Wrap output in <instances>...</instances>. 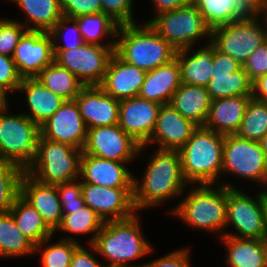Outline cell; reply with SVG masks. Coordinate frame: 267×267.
Segmentation results:
<instances>
[{"label":"cell","instance_id":"obj_1","mask_svg":"<svg viewBox=\"0 0 267 267\" xmlns=\"http://www.w3.org/2000/svg\"><path fill=\"white\" fill-rule=\"evenodd\" d=\"M140 180L134 177V206L137 212L179 198L189 186L184 179L178 150L156 149Z\"/></svg>","mask_w":267,"mask_h":267},{"label":"cell","instance_id":"obj_2","mask_svg":"<svg viewBox=\"0 0 267 267\" xmlns=\"http://www.w3.org/2000/svg\"><path fill=\"white\" fill-rule=\"evenodd\" d=\"M138 212L127 219L106 221L92 244L96 254L105 257L108 267H145L130 265L154 249L142 231Z\"/></svg>","mask_w":267,"mask_h":267},{"label":"cell","instance_id":"obj_3","mask_svg":"<svg viewBox=\"0 0 267 267\" xmlns=\"http://www.w3.org/2000/svg\"><path fill=\"white\" fill-rule=\"evenodd\" d=\"M190 188L169 214L179 217L189 227L218 233L221 238L225 233L228 186L194 184Z\"/></svg>","mask_w":267,"mask_h":267},{"label":"cell","instance_id":"obj_4","mask_svg":"<svg viewBox=\"0 0 267 267\" xmlns=\"http://www.w3.org/2000/svg\"><path fill=\"white\" fill-rule=\"evenodd\" d=\"M114 52L125 62L149 72L175 59L177 50L145 21L119 25Z\"/></svg>","mask_w":267,"mask_h":267},{"label":"cell","instance_id":"obj_5","mask_svg":"<svg viewBox=\"0 0 267 267\" xmlns=\"http://www.w3.org/2000/svg\"><path fill=\"white\" fill-rule=\"evenodd\" d=\"M224 135L198 126L179 150L184 179L188 184H220ZM219 181V183H218Z\"/></svg>","mask_w":267,"mask_h":267},{"label":"cell","instance_id":"obj_6","mask_svg":"<svg viewBox=\"0 0 267 267\" xmlns=\"http://www.w3.org/2000/svg\"><path fill=\"white\" fill-rule=\"evenodd\" d=\"M82 153L81 149L40 136L35 158L25 171L44 184L57 185L78 180Z\"/></svg>","mask_w":267,"mask_h":267},{"label":"cell","instance_id":"obj_7","mask_svg":"<svg viewBox=\"0 0 267 267\" xmlns=\"http://www.w3.org/2000/svg\"><path fill=\"white\" fill-rule=\"evenodd\" d=\"M265 41H267V16L262 10L256 15L211 30V43L216 49L242 65Z\"/></svg>","mask_w":267,"mask_h":267},{"label":"cell","instance_id":"obj_8","mask_svg":"<svg viewBox=\"0 0 267 267\" xmlns=\"http://www.w3.org/2000/svg\"><path fill=\"white\" fill-rule=\"evenodd\" d=\"M146 21L176 50L193 48L202 38L207 39V43L211 42V29L193 3Z\"/></svg>","mask_w":267,"mask_h":267},{"label":"cell","instance_id":"obj_9","mask_svg":"<svg viewBox=\"0 0 267 267\" xmlns=\"http://www.w3.org/2000/svg\"><path fill=\"white\" fill-rule=\"evenodd\" d=\"M0 112V158L10 160L24 170L33 162L40 127L23 113Z\"/></svg>","mask_w":267,"mask_h":267},{"label":"cell","instance_id":"obj_10","mask_svg":"<svg viewBox=\"0 0 267 267\" xmlns=\"http://www.w3.org/2000/svg\"><path fill=\"white\" fill-rule=\"evenodd\" d=\"M224 174L254 181L267 190V157L259 142L236 134L224 135L221 176Z\"/></svg>","mask_w":267,"mask_h":267},{"label":"cell","instance_id":"obj_11","mask_svg":"<svg viewBox=\"0 0 267 267\" xmlns=\"http://www.w3.org/2000/svg\"><path fill=\"white\" fill-rule=\"evenodd\" d=\"M221 185L228 186L226 227L232 225L233 231H227L224 236L247 238V239H266L262 189L256 197L250 196L239 187L222 182Z\"/></svg>","mask_w":267,"mask_h":267},{"label":"cell","instance_id":"obj_12","mask_svg":"<svg viewBox=\"0 0 267 267\" xmlns=\"http://www.w3.org/2000/svg\"><path fill=\"white\" fill-rule=\"evenodd\" d=\"M115 46L82 44L69 50H53L54 62L67 68L85 86L99 85L107 70Z\"/></svg>","mask_w":267,"mask_h":267},{"label":"cell","instance_id":"obj_13","mask_svg":"<svg viewBox=\"0 0 267 267\" xmlns=\"http://www.w3.org/2000/svg\"><path fill=\"white\" fill-rule=\"evenodd\" d=\"M145 147L115 124L87 129V138L82 152L101 159L133 162L145 151Z\"/></svg>","mask_w":267,"mask_h":267},{"label":"cell","instance_id":"obj_14","mask_svg":"<svg viewBox=\"0 0 267 267\" xmlns=\"http://www.w3.org/2000/svg\"><path fill=\"white\" fill-rule=\"evenodd\" d=\"M85 205L106 221L124 220L134 216V189L107 188L81 183Z\"/></svg>","mask_w":267,"mask_h":267},{"label":"cell","instance_id":"obj_15","mask_svg":"<svg viewBox=\"0 0 267 267\" xmlns=\"http://www.w3.org/2000/svg\"><path fill=\"white\" fill-rule=\"evenodd\" d=\"M12 59L22 79L36 78L46 66L54 61L51 34L27 30L20 38Z\"/></svg>","mask_w":267,"mask_h":267},{"label":"cell","instance_id":"obj_16","mask_svg":"<svg viewBox=\"0 0 267 267\" xmlns=\"http://www.w3.org/2000/svg\"><path fill=\"white\" fill-rule=\"evenodd\" d=\"M40 136L82 150L87 138V127L77 102L65 101L53 116L40 126Z\"/></svg>","mask_w":267,"mask_h":267},{"label":"cell","instance_id":"obj_17","mask_svg":"<svg viewBox=\"0 0 267 267\" xmlns=\"http://www.w3.org/2000/svg\"><path fill=\"white\" fill-rule=\"evenodd\" d=\"M161 105L139 96L120 100L118 125L140 145L151 137Z\"/></svg>","mask_w":267,"mask_h":267},{"label":"cell","instance_id":"obj_18","mask_svg":"<svg viewBox=\"0 0 267 267\" xmlns=\"http://www.w3.org/2000/svg\"><path fill=\"white\" fill-rule=\"evenodd\" d=\"M82 153L80 181L107 188L134 189V175L127 164Z\"/></svg>","mask_w":267,"mask_h":267},{"label":"cell","instance_id":"obj_19","mask_svg":"<svg viewBox=\"0 0 267 267\" xmlns=\"http://www.w3.org/2000/svg\"><path fill=\"white\" fill-rule=\"evenodd\" d=\"M198 126L184 118L170 103L161 105L155 129L145 146L157 143L161 150H180Z\"/></svg>","mask_w":267,"mask_h":267},{"label":"cell","instance_id":"obj_20","mask_svg":"<svg viewBox=\"0 0 267 267\" xmlns=\"http://www.w3.org/2000/svg\"><path fill=\"white\" fill-rule=\"evenodd\" d=\"M20 196L36 209L46 225L55 232L63 218L56 185L41 183L25 171L20 180Z\"/></svg>","mask_w":267,"mask_h":267},{"label":"cell","instance_id":"obj_21","mask_svg":"<svg viewBox=\"0 0 267 267\" xmlns=\"http://www.w3.org/2000/svg\"><path fill=\"white\" fill-rule=\"evenodd\" d=\"M87 129L118 124L120 100L98 85L85 86L75 97Z\"/></svg>","mask_w":267,"mask_h":267},{"label":"cell","instance_id":"obj_22","mask_svg":"<svg viewBox=\"0 0 267 267\" xmlns=\"http://www.w3.org/2000/svg\"><path fill=\"white\" fill-rule=\"evenodd\" d=\"M146 74V71L125 62L114 52L98 86L114 99L132 98L139 95Z\"/></svg>","mask_w":267,"mask_h":267},{"label":"cell","instance_id":"obj_23","mask_svg":"<svg viewBox=\"0 0 267 267\" xmlns=\"http://www.w3.org/2000/svg\"><path fill=\"white\" fill-rule=\"evenodd\" d=\"M192 3L211 30L261 11L257 0H192Z\"/></svg>","mask_w":267,"mask_h":267},{"label":"cell","instance_id":"obj_24","mask_svg":"<svg viewBox=\"0 0 267 267\" xmlns=\"http://www.w3.org/2000/svg\"><path fill=\"white\" fill-rule=\"evenodd\" d=\"M181 84V68L175 58L147 72L138 96L160 105L168 104Z\"/></svg>","mask_w":267,"mask_h":267},{"label":"cell","instance_id":"obj_25","mask_svg":"<svg viewBox=\"0 0 267 267\" xmlns=\"http://www.w3.org/2000/svg\"><path fill=\"white\" fill-rule=\"evenodd\" d=\"M252 96H232L211 100L205 128L222 135L236 134Z\"/></svg>","mask_w":267,"mask_h":267},{"label":"cell","instance_id":"obj_26","mask_svg":"<svg viewBox=\"0 0 267 267\" xmlns=\"http://www.w3.org/2000/svg\"><path fill=\"white\" fill-rule=\"evenodd\" d=\"M17 92H25L29 112L25 111L23 114L39 127L53 116L65 102L63 98L54 94L36 78L22 79Z\"/></svg>","mask_w":267,"mask_h":267},{"label":"cell","instance_id":"obj_27","mask_svg":"<svg viewBox=\"0 0 267 267\" xmlns=\"http://www.w3.org/2000/svg\"><path fill=\"white\" fill-rule=\"evenodd\" d=\"M196 49V52L192 48L177 50L176 58L181 68V82L206 87L211 79L214 45L209 42Z\"/></svg>","mask_w":267,"mask_h":267},{"label":"cell","instance_id":"obj_28","mask_svg":"<svg viewBox=\"0 0 267 267\" xmlns=\"http://www.w3.org/2000/svg\"><path fill=\"white\" fill-rule=\"evenodd\" d=\"M170 105L195 125L204 126L211 98L206 87L182 83L172 95Z\"/></svg>","mask_w":267,"mask_h":267},{"label":"cell","instance_id":"obj_29","mask_svg":"<svg viewBox=\"0 0 267 267\" xmlns=\"http://www.w3.org/2000/svg\"><path fill=\"white\" fill-rule=\"evenodd\" d=\"M226 264L229 267H265V239L222 236Z\"/></svg>","mask_w":267,"mask_h":267},{"label":"cell","instance_id":"obj_30","mask_svg":"<svg viewBox=\"0 0 267 267\" xmlns=\"http://www.w3.org/2000/svg\"><path fill=\"white\" fill-rule=\"evenodd\" d=\"M8 1V0H7ZM25 13L27 30L49 32L63 16L60 0H9Z\"/></svg>","mask_w":267,"mask_h":267},{"label":"cell","instance_id":"obj_31","mask_svg":"<svg viewBox=\"0 0 267 267\" xmlns=\"http://www.w3.org/2000/svg\"><path fill=\"white\" fill-rule=\"evenodd\" d=\"M9 212L19 231L35 246L47 238L54 237L55 233L46 225L42 216L20 195Z\"/></svg>","mask_w":267,"mask_h":267},{"label":"cell","instance_id":"obj_32","mask_svg":"<svg viewBox=\"0 0 267 267\" xmlns=\"http://www.w3.org/2000/svg\"><path fill=\"white\" fill-rule=\"evenodd\" d=\"M74 19L76 20L84 43L99 46H115L119 24L107 14L102 12L98 14L81 15ZM107 37H111L112 39L110 38L109 40ZM103 38H107L108 42L101 43L104 41Z\"/></svg>","mask_w":267,"mask_h":267},{"label":"cell","instance_id":"obj_33","mask_svg":"<svg viewBox=\"0 0 267 267\" xmlns=\"http://www.w3.org/2000/svg\"><path fill=\"white\" fill-rule=\"evenodd\" d=\"M36 79L65 101L75 100V97L85 87V84L67 68L61 67L54 61L46 66Z\"/></svg>","mask_w":267,"mask_h":267},{"label":"cell","instance_id":"obj_34","mask_svg":"<svg viewBox=\"0 0 267 267\" xmlns=\"http://www.w3.org/2000/svg\"><path fill=\"white\" fill-rule=\"evenodd\" d=\"M35 253V245L17 228L10 212H0V257H22Z\"/></svg>","mask_w":267,"mask_h":267},{"label":"cell","instance_id":"obj_35","mask_svg":"<svg viewBox=\"0 0 267 267\" xmlns=\"http://www.w3.org/2000/svg\"><path fill=\"white\" fill-rule=\"evenodd\" d=\"M206 89L211 100L232 96H252V81L242 67L229 75L211 76Z\"/></svg>","mask_w":267,"mask_h":267},{"label":"cell","instance_id":"obj_36","mask_svg":"<svg viewBox=\"0 0 267 267\" xmlns=\"http://www.w3.org/2000/svg\"><path fill=\"white\" fill-rule=\"evenodd\" d=\"M104 223L105 222L95 211L85 205L77 212L63 215L62 222L54 233L61 231L71 235L92 234L91 237L88 238V245H91L94 243Z\"/></svg>","mask_w":267,"mask_h":267},{"label":"cell","instance_id":"obj_37","mask_svg":"<svg viewBox=\"0 0 267 267\" xmlns=\"http://www.w3.org/2000/svg\"><path fill=\"white\" fill-rule=\"evenodd\" d=\"M53 237L43 240L35 246V255L41 251L42 267H70L75 249L81 244L73 236L61 237L55 243L48 244ZM48 244V245H47ZM46 246V247H45Z\"/></svg>","mask_w":267,"mask_h":267},{"label":"cell","instance_id":"obj_38","mask_svg":"<svg viewBox=\"0 0 267 267\" xmlns=\"http://www.w3.org/2000/svg\"><path fill=\"white\" fill-rule=\"evenodd\" d=\"M25 170L16 163L0 158V212H9L20 195V180Z\"/></svg>","mask_w":267,"mask_h":267},{"label":"cell","instance_id":"obj_39","mask_svg":"<svg viewBox=\"0 0 267 267\" xmlns=\"http://www.w3.org/2000/svg\"><path fill=\"white\" fill-rule=\"evenodd\" d=\"M265 134H267V103L251 98L236 135L258 142Z\"/></svg>","mask_w":267,"mask_h":267},{"label":"cell","instance_id":"obj_40","mask_svg":"<svg viewBox=\"0 0 267 267\" xmlns=\"http://www.w3.org/2000/svg\"><path fill=\"white\" fill-rule=\"evenodd\" d=\"M49 33L53 40V50H69L84 44L74 18L62 16ZM61 40L66 43L61 44Z\"/></svg>","mask_w":267,"mask_h":267},{"label":"cell","instance_id":"obj_41","mask_svg":"<svg viewBox=\"0 0 267 267\" xmlns=\"http://www.w3.org/2000/svg\"><path fill=\"white\" fill-rule=\"evenodd\" d=\"M20 20L0 18V54L12 57L20 38L27 31Z\"/></svg>","mask_w":267,"mask_h":267},{"label":"cell","instance_id":"obj_42","mask_svg":"<svg viewBox=\"0 0 267 267\" xmlns=\"http://www.w3.org/2000/svg\"><path fill=\"white\" fill-rule=\"evenodd\" d=\"M63 215L72 214L85 206L81 181L74 180L56 185Z\"/></svg>","mask_w":267,"mask_h":267},{"label":"cell","instance_id":"obj_43","mask_svg":"<svg viewBox=\"0 0 267 267\" xmlns=\"http://www.w3.org/2000/svg\"><path fill=\"white\" fill-rule=\"evenodd\" d=\"M102 12L111 17L117 24L136 23L134 18V0H101Z\"/></svg>","mask_w":267,"mask_h":267},{"label":"cell","instance_id":"obj_44","mask_svg":"<svg viewBox=\"0 0 267 267\" xmlns=\"http://www.w3.org/2000/svg\"><path fill=\"white\" fill-rule=\"evenodd\" d=\"M60 4L63 16L69 18L102 13L101 0H60Z\"/></svg>","mask_w":267,"mask_h":267},{"label":"cell","instance_id":"obj_45","mask_svg":"<svg viewBox=\"0 0 267 267\" xmlns=\"http://www.w3.org/2000/svg\"><path fill=\"white\" fill-rule=\"evenodd\" d=\"M21 81L12 57L0 54V87L8 94L13 93L18 90Z\"/></svg>","mask_w":267,"mask_h":267},{"label":"cell","instance_id":"obj_46","mask_svg":"<svg viewBox=\"0 0 267 267\" xmlns=\"http://www.w3.org/2000/svg\"><path fill=\"white\" fill-rule=\"evenodd\" d=\"M243 68L252 82L267 74V41L249 55Z\"/></svg>","mask_w":267,"mask_h":267},{"label":"cell","instance_id":"obj_47","mask_svg":"<svg viewBox=\"0 0 267 267\" xmlns=\"http://www.w3.org/2000/svg\"><path fill=\"white\" fill-rule=\"evenodd\" d=\"M188 248L176 249L160 258L147 262L145 267H191Z\"/></svg>","mask_w":267,"mask_h":267},{"label":"cell","instance_id":"obj_48","mask_svg":"<svg viewBox=\"0 0 267 267\" xmlns=\"http://www.w3.org/2000/svg\"><path fill=\"white\" fill-rule=\"evenodd\" d=\"M242 67V64H240L231 56L221 53L214 46L211 76L229 75L238 71Z\"/></svg>","mask_w":267,"mask_h":267},{"label":"cell","instance_id":"obj_49","mask_svg":"<svg viewBox=\"0 0 267 267\" xmlns=\"http://www.w3.org/2000/svg\"><path fill=\"white\" fill-rule=\"evenodd\" d=\"M92 251L86 249V247L80 244L74 251L70 267H108L104 263L102 264L92 252H96L95 247L89 245Z\"/></svg>","mask_w":267,"mask_h":267},{"label":"cell","instance_id":"obj_50","mask_svg":"<svg viewBox=\"0 0 267 267\" xmlns=\"http://www.w3.org/2000/svg\"><path fill=\"white\" fill-rule=\"evenodd\" d=\"M153 7L155 10V16L160 13L180 9L181 7L187 6L192 3V0H152Z\"/></svg>","mask_w":267,"mask_h":267},{"label":"cell","instance_id":"obj_51","mask_svg":"<svg viewBox=\"0 0 267 267\" xmlns=\"http://www.w3.org/2000/svg\"><path fill=\"white\" fill-rule=\"evenodd\" d=\"M252 98L267 103V74L252 82Z\"/></svg>","mask_w":267,"mask_h":267},{"label":"cell","instance_id":"obj_52","mask_svg":"<svg viewBox=\"0 0 267 267\" xmlns=\"http://www.w3.org/2000/svg\"><path fill=\"white\" fill-rule=\"evenodd\" d=\"M8 93L0 87V112L9 107Z\"/></svg>","mask_w":267,"mask_h":267},{"label":"cell","instance_id":"obj_53","mask_svg":"<svg viewBox=\"0 0 267 267\" xmlns=\"http://www.w3.org/2000/svg\"><path fill=\"white\" fill-rule=\"evenodd\" d=\"M262 205H263V216H264L265 232L267 239V190L263 189H262Z\"/></svg>","mask_w":267,"mask_h":267},{"label":"cell","instance_id":"obj_54","mask_svg":"<svg viewBox=\"0 0 267 267\" xmlns=\"http://www.w3.org/2000/svg\"><path fill=\"white\" fill-rule=\"evenodd\" d=\"M260 147L267 157V134H265L259 141Z\"/></svg>","mask_w":267,"mask_h":267},{"label":"cell","instance_id":"obj_55","mask_svg":"<svg viewBox=\"0 0 267 267\" xmlns=\"http://www.w3.org/2000/svg\"><path fill=\"white\" fill-rule=\"evenodd\" d=\"M261 10L265 13L267 16V0H263V3L261 5Z\"/></svg>","mask_w":267,"mask_h":267},{"label":"cell","instance_id":"obj_56","mask_svg":"<svg viewBox=\"0 0 267 267\" xmlns=\"http://www.w3.org/2000/svg\"><path fill=\"white\" fill-rule=\"evenodd\" d=\"M265 267H267V239H265Z\"/></svg>","mask_w":267,"mask_h":267},{"label":"cell","instance_id":"obj_57","mask_svg":"<svg viewBox=\"0 0 267 267\" xmlns=\"http://www.w3.org/2000/svg\"><path fill=\"white\" fill-rule=\"evenodd\" d=\"M261 5H262V3H263V0H257Z\"/></svg>","mask_w":267,"mask_h":267}]
</instances>
